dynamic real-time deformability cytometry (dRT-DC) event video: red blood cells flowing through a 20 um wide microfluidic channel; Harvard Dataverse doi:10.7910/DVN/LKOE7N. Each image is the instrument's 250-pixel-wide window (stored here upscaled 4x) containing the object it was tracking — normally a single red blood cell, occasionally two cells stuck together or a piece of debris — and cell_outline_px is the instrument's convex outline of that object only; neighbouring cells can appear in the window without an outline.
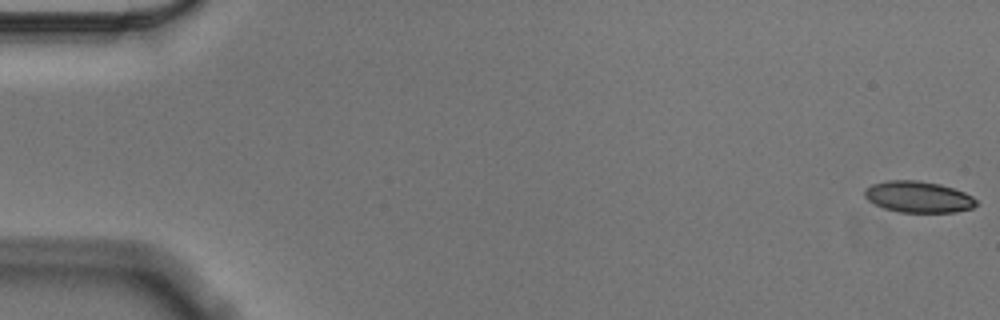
{"species": "Egyptian fruit bat (a non-hibernating species)", "species_latin": "Rousettus aegyptiacus", "temperature_condition": "cold", "stored_images_in_passage": 57, "camera_frame_rate_fps": 3000, "um_per_image_px": 0.085, "animal": {"sex": "male"}, "frame": {"image": 1, "passage_image": 1, "time_ms": 0.0, "image_size_px": [1000, 320], "cell_outline_px": [[980, 204], [972, 208], [956, 212], [900, 212], [884, 208], [868, 200], [864, 196], [864, 188], [872, 184], [888, 180], [916, 180], [940, 184], [964, 192], [972, 196]], "centroid_in_image_um": [78.06, 16.73], "position_along_channel_um": 6.9, "area_um2": 20.4}}
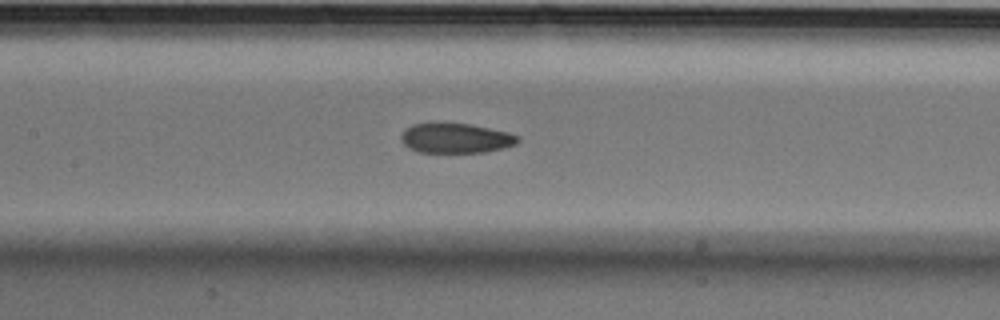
{"frame": {"image": 2, "passage_image": 27, "time_ms": 8.667, "image_size_px": [1000, 320], "cell_outline_px": [[520, 140], [516, 144], [504, 148], [484, 152], [420, 152], [408, 148], [400, 140], [400, 136], [404, 128], [412, 124], [432, 120], [436, 120], [472, 124], [508, 132], [520, 136]], "centroid_in_image_um": [38.68, 11.69], "position_along_channel_um": 168.7, "area_um2": 21.21}}
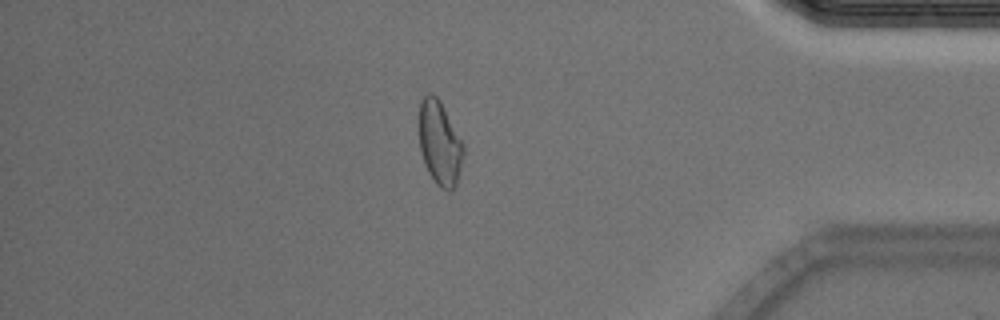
{"frame": {"image": 3, "passage_image": 49, "time_ms": 16.0, "image_size_px": [1000, 320], "cell_outline_px": [[464, 156], [456, 184], [452, 188], [440, 188], [436, 184], [428, 172], [424, 164], [420, 152], [420, 100], [428, 92], [432, 92], [440, 100], [464, 144]], "centroid_in_image_um": [37.38, 12.13], "position_along_channel_um": 397.8, "area_um2": 21.68}, "authors_computed_cell_mechanics": {"area_um2": 21.386, "velocity_mm_per_s": 3.5419, "shape_relaxation_time_tau1_ms": 7.7869, "shape_relaxation_time_tau2_ms": 3.0101, "deformation_change_tau1": 0.1538, "deformation_change_tau2": 0.079}}